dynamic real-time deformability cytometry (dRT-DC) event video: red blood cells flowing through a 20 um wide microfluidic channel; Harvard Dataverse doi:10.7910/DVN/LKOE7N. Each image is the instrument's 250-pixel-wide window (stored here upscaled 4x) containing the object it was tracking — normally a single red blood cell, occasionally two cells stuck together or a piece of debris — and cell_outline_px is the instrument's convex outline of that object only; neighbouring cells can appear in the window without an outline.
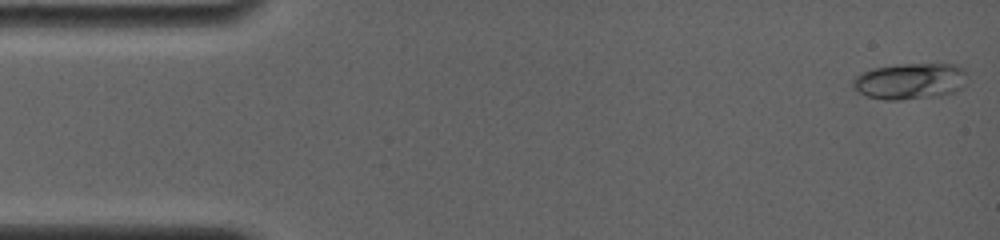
{"species": "common noctule bat (a hibernating species)", "species_latin": "Nyctalus noctula", "temperature_condition": "room temperature", "stored_images_in_passage": 58, "camera_frame_rate_fps": 4000, "um_per_image_px": 0.085, "animal": {"sex": "female", "body_mass_g": 19.0, "forearm_length_mm": 56.7}, "frame": {"image": 1, "passage_image": 1, "time_ms": 0.0, "image_size_px": [1000, 240], "cell_outline_px": [[964, 88], [940, 96], [900, 100], [884, 100], [868, 96], [852, 88], [852, 80], [860, 72], [872, 68], [896, 64], [956, 64], [964, 68]], "centroid_in_image_um": [77.32, 6.9], "position_along_channel_um": 7.7, "area_um2": 24.33}}
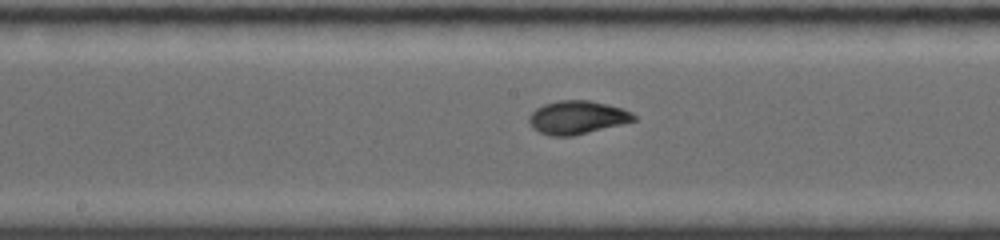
{"frame": {"image": 2, "passage_image": 33, "time_ms": 8.0, "image_size_px": [1000, 240], "cell_outline_px": [[636, 120], [572, 136], [548, 136], [532, 128], [528, 120], [528, 116], [536, 108], [544, 104], [560, 100], [588, 100], [620, 108], [632, 112], [636, 116]], "centroid_in_image_um": [49.01, 9.98], "position_along_channel_um": 199.2, "area_um2": 20.11}}
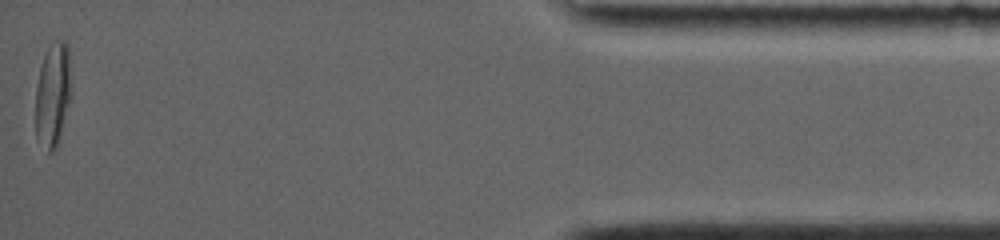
{"frame": {"image": 3, "passage_image": 58, "time_ms": 15.75, "image_size_px": [1000, 240], "cell_outline_px": [[68, 100], [56, 148], [52, 152], [48, 152], [36, 140], [36, 88], [40, 68], [44, 56], [52, 40], [64, 40], [68, 44]], "centroid_in_image_um": [4.43, 8.04], "position_along_channel_um": 430.8, "area_um2": 20.63}, "authors_computed_cell_mechanics": {"area_um2": 19.9121, "velocity_mm_per_s": 3.8765, "shape_relaxation_time_tau1_ms": 6.643, "shape_relaxation_time_tau2_ms": null, "deformation_change_tau1": 0.244, "deformation_change_tau2": null}}